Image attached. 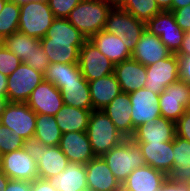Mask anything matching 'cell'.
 <instances>
[{
  "label": "cell",
  "mask_w": 190,
  "mask_h": 191,
  "mask_svg": "<svg viewBox=\"0 0 190 191\" xmlns=\"http://www.w3.org/2000/svg\"><path fill=\"white\" fill-rule=\"evenodd\" d=\"M63 104L93 110L88 81H70L60 83Z\"/></svg>",
  "instance_id": "obj_30"
},
{
  "label": "cell",
  "mask_w": 190,
  "mask_h": 191,
  "mask_svg": "<svg viewBox=\"0 0 190 191\" xmlns=\"http://www.w3.org/2000/svg\"><path fill=\"white\" fill-rule=\"evenodd\" d=\"M174 15L176 23L180 26V28L184 32L190 31V4L180 8L175 9L174 11H171Z\"/></svg>",
  "instance_id": "obj_40"
},
{
  "label": "cell",
  "mask_w": 190,
  "mask_h": 191,
  "mask_svg": "<svg viewBox=\"0 0 190 191\" xmlns=\"http://www.w3.org/2000/svg\"><path fill=\"white\" fill-rule=\"evenodd\" d=\"M31 1H48V0H31Z\"/></svg>",
  "instance_id": "obj_55"
},
{
  "label": "cell",
  "mask_w": 190,
  "mask_h": 191,
  "mask_svg": "<svg viewBox=\"0 0 190 191\" xmlns=\"http://www.w3.org/2000/svg\"><path fill=\"white\" fill-rule=\"evenodd\" d=\"M1 158H2V154H1V152H0V164H1Z\"/></svg>",
  "instance_id": "obj_56"
},
{
  "label": "cell",
  "mask_w": 190,
  "mask_h": 191,
  "mask_svg": "<svg viewBox=\"0 0 190 191\" xmlns=\"http://www.w3.org/2000/svg\"><path fill=\"white\" fill-rule=\"evenodd\" d=\"M161 11H172V0H155Z\"/></svg>",
  "instance_id": "obj_48"
},
{
  "label": "cell",
  "mask_w": 190,
  "mask_h": 191,
  "mask_svg": "<svg viewBox=\"0 0 190 191\" xmlns=\"http://www.w3.org/2000/svg\"><path fill=\"white\" fill-rule=\"evenodd\" d=\"M116 8L131 13L145 23L161 12L155 0H120Z\"/></svg>",
  "instance_id": "obj_34"
},
{
  "label": "cell",
  "mask_w": 190,
  "mask_h": 191,
  "mask_svg": "<svg viewBox=\"0 0 190 191\" xmlns=\"http://www.w3.org/2000/svg\"><path fill=\"white\" fill-rule=\"evenodd\" d=\"M176 135L190 142V110H187L176 122Z\"/></svg>",
  "instance_id": "obj_41"
},
{
  "label": "cell",
  "mask_w": 190,
  "mask_h": 191,
  "mask_svg": "<svg viewBox=\"0 0 190 191\" xmlns=\"http://www.w3.org/2000/svg\"><path fill=\"white\" fill-rule=\"evenodd\" d=\"M176 54L178 57H189L190 56V31L185 32L181 48Z\"/></svg>",
  "instance_id": "obj_46"
},
{
  "label": "cell",
  "mask_w": 190,
  "mask_h": 191,
  "mask_svg": "<svg viewBox=\"0 0 190 191\" xmlns=\"http://www.w3.org/2000/svg\"><path fill=\"white\" fill-rule=\"evenodd\" d=\"M113 6L97 0H82L67 17L87 40L103 30L109 12Z\"/></svg>",
  "instance_id": "obj_3"
},
{
  "label": "cell",
  "mask_w": 190,
  "mask_h": 191,
  "mask_svg": "<svg viewBox=\"0 0 190 191\" xmlns=\"http://www.w3.org/2000/svg\"><path fill=\"white\" fill-rule=\"evenodd\" d=\"M36 112L26 103L8 102L0 115V124L9 128L12 134L26 140L34 136L36 129Z\"/></svg>",
  "instance_id": "obj_9"
},
{
  "label": "cell",
  "mask_w": 190,
  "mask_h": 191,
  "mask_svg": "<svg viewBox=\"0 0 190 191\" xmlns=\"http://www.w3.org/2000/svg\"><path fill=\"white\" fill-rule=\"evenodd\" d=\"M97 1L105 2L107 4H110L113 7H116L120 0H97Z\"/></svg>",
  "instance_id": "obj_51"
},
{
  "label": "cell",
  "mask_w": 190,
  "mask_h": 191,
  "mask_svg": "<svg viewBox=\"0 0 190 191\" xmlns=\"http://www.w3.org/2000/svg\"><path fill=\"white\" fill-rule=\"evenodd\" d=\"M20 4L7 0L0 12V41L18 31Z\"/></svg>",
  "instance_id": "obj_35"
},
{
  "label": "cell",
  "mask_w": 190,
  "mask_h": 191,
  "mask_svg": "<svg viewBox=\"0 0 190 191\" xmlns=\"http://www.w3.org/2000/svg\"><path fill=\"white\" fill-rule=\"evenodd\" d=\"M86 181L91 191H121L122 184L115 178L102 156H96L86 165Z\"/></svg>",
  "instance_id": "obj_17"
},
{
  "label": "cell",
  "mask_w": 190,
  "mask_h": 191,
  "mask_svg": "<svg viewBox=\"0 0 190 191\" xmlns=\"http://www.w3.org/2000/svg\"><path fill=\"white\" fill-rule=\"evenodd\" d=\"M173 168L166 173V179L174 183H190V142L179 136L173 140Z\"/></svg>",
  "instance_id": "obj_24"
},
{
  "label": "cell",
  "mask_w": 190,
  "mask_h": 191,
  "mask_svg": "<svg viewBox=\"0 0 190 191\" xmlns=\"http://www.w3.org/2000/svg\"><path fill=\"white\" fill-rule=\"evenodd\" d=\"M22 149L38 164L40 179L48 180L59 175L69 163L59 146H44L35 136L24 140Z\"/></svg>",
  "instance_id": "obj_4"
},
{
  "label": "cell",
  "mask_w": 190,
  "mask_h": 191,
  "mask_svg": "<svg viewBox=\"0 0 190 191\" xmlns=\"http://www.w3.org/2000/svg\"><path fill=\"white\" fill-rule=\"evenodd\" d=\"M146 29L160 37L161 42L174 54L182 45L185 32L176 23L171 11H161L146 23Z\"/></svg>",
  "instance_id": "obj_13"
},
{
  "label": "cell",
  "mask_w": 190,
  "mask_h": 191,
  "mask_svg": "<svg viewBox=\"0 0 190 191\" xmlns=\"http://www.w3.org/2000/svg\"><path fill=\"white\" fill-rule=\"evenodd\" d=\"M4 191H32L31 182L20 180H9Z\"/></svg>",
  "instance_id": "obj_43"
},
{
  "label": "cell",
  "mask_w": 190,
  "mask_h": 191,
  "mask_svg": "<svg viewBox=\"0 0 190 191\" xmlns=\"http://www.w3.org/2000/svg\"><path fill=\"white\" fill-rule=\"evenodd\" d=\"M44 80L51 82L60 90V83L70 81H87L79 68L78 63H52L46 69Z\"/></svg>",
  "instance_id": "obj_31"
},
{
  "label": "cell",
  "mask_w": 190,
  "mask_h": 191,
  "mask_svg": "<svg viewBox=\"0 0 190 191\" xmlns=\"http://www.w3.org/2000/svg\"><path fill=\"white\" fill-rule=\"evenodd\" d=\"M157 191H188V183H174L166 179Z\"/></svg>",
  "instance_id": "obj_45"
},
{
  "label": "cell",
  "mask_w": 190,
  "mask_h": 191,
  "mask_svg": "<svg viewBox=\"0 0 190 191\" xmlns=\"http://www.w3.org/2000/svg\"><path fill=\"white\" fill-rule=\"evenodd\" d=\"M102 157L121 184L133 170L146 165L140 146L131 138H126Z\"/></svg>",
  "instance_id": "obj_5"
},
{
  "label": "cell",
  "mask_w": 190,
  "mask_h": 191,
  "mask_svg": "<svg viewBox=\"0 0 190 191\" xmlns=\"http://www.w3.org/2000/svg\"><path fill=\"white\" fill-rule=\"evenodd\" d=\"M161 117L176 122L187 110H190V85L178 79L159 96Z\"/></svg>",
  "instance_id": "obj_10"
},
{
  "label": "cell",
  "mask_w": 190,
  "mask_h": 191,
  "mask_svg": "<svg viewBox=\"0 0 190 191\" xmlns=\"http://www.w3.org/2000/svg\"><path fill=\"white\" fill-rule=\"evenodd\" d=\"M26 104L36 114L55 116L62 108L63 99L60 90L51 82L43 80L31 93Z\"/></svg>",
  "instance_id": "obj_16"
},
{
  "label": "cell",
  "mask_w": 190,
  "mask_h": 191,
  "mask_svg": "<svg viewBox=\"0 0 190 191\" xmlns=\"http://www.w3.org/2000/svg\"><path fill=\"white\" fill-rule=\"evenodd\" d=\"M6 1H7V0H0V12H1V10L3 9L4 4H5Z\"/></svg>",
  "instance_id": "obj_54"
},
{
  "label": "cell",
  "mask_w": 190,
  "mask_h": 191,
  "mask_svg": "<svg viewBox=\"0 0 190 191\" xmlns=\"http://www.w3.org/2000/svg\"><path fill=\"white\" fill-rule=\"evenodd\" d=\"M159 96V94L153 93L145 87L129 93L133 135L135 129L140 125L154 122L161 117Z\"/></svg>",
  "instance_id": "obj_11"
},
{
  "label": "cell",
  "mask_w": 190,
  "mask_h": 191,
  "mask_svg": "<svg viewBox=\"0 0 190 191\" xmlns=\"http://www.w3.org/2000/svg\"><path fill=\"white\" fill-rule=\"evenodd\" d=\"M171 54L172 52L161 42L159 36L145 29L140 40L136 43L131 57L146 67L169 57Z\"/></svg>",
  "instance_id": "obj_19"
},
{
  "label": "cell",
  "mask_w": 190,
  "mask_h": 191,
  "mask_svg": "<svg viewBox=\"0 0 190 191\" xmlns=\"http://www.w3.org/2000/svg\"><path fill=\"white\" fill-rule=\"evenodd\" d=\"M22 61L3 43L0 44V72L7 77L15 71Z\"/></svg>",
  "instance_id": "obj_37"
},
{
  "label": "cell",
  "mask_w": 190,
  "mask_h": 191,
  "mask_svg": "<svg viewBox=\"0 0 190 191\" xmlns=\"http://www.w3.org/2000/svg\"><path fill=\"white\" fill-rule=\"evenodd\" d=\"M114 65L131 58L132 53L116 34L101 30L89 39Z\"/></svg>",
  "instance_id": "obj_27"
},
{
  "label": "cell",
  "mask_w": 190,
  "mask_h": 191,
  "mask_svg": "<svg viewBox=\"0 0 190 191\" xmlns=\"http://www.w3.org/2000/svg\"><path fill=\"white\" fill-rule=\"evenodd\" d=\"M57 191H85L86 167L84 164L69 162L59 175L48 179Z\"/></svg>",
  "instance_id": "obj_28"
},
{
  "label": "cell",
  "mask_w": 190,
  "mask_h": 191,
  "mask_svg": "<svg viewBox=\"0 0 190 191\" xmlns=\"http://www.w3.org/2000/svg\"><path fill=\"white\" fill-rule=\"evenodd\" d=\"M59 148L68 158L69 162L81 163L86 165L95 156L87 133L67 132L62 134Z\"/></svg>",
  "instance_id": "obj_18"
},
{
  "label": "cell",
  "mask_w": 190,
  "mask_h": 191,
  "mask_svg": "<svg viewBox=\"0 0 190 191\" xmlns=\"http://www.w3.org/2000/svg\"><path fill=\"white\" fill-rule=\"evenodd\" d=\"M12 1L16 2L17 4H22V3L29 2L31 0H12Z\"/></svg>",
  "instance_id": "obj_53"
},
{
  "label": "cell",
  "mask_w": 190,
  "mask_h": 191,
  "mask_svg": "<svg viewBox=\"0 0 190 191\" xmlns=\"http://www.w3.org/2000/svg\"><path fill=\"white\" fill-rule=\"evenodd\" d=\"M27 65L36 69L41 74H45L46 69L49 67V57L43 50L41 44H39L36 48H34L33 54L31 57H28L27 61H25Z\"/></svg>",
  "instance_id": "obj_38"
},
{
  "label": "cell",
  "mask_w": 190,
  "mask_h": 191,
  "mask_svg": "<svg viewBox=\"0 0 190 191\" xmlns=\"http://www.w3.org/2000/svg\"><path fill=\"white\" fill-rule=\"evenodd\" d=\"M180 79L190 85V56L179 57Z\"/></svg>",
  "instance_id": "obj_42"
},
{
  "label": "cell",
  "mask_w": 190,
  "mask_h": 191,
  "mask_svg": "<svg viewBox=\"0 0 190 191\" xmlns=\"http://www.w3.org/2000/svg\"><path fill=\"white\" fill-rule=\"evenodd\" d=\"M146 73L144 87L160 95L167 86L180 78L179 57L172 53L169 57L146 66Z\"/></svg>",
  "instance_id": "obj_14"
},
{
  "label": "cell",
  "mask_w": 190,
  "mask_h": 191,
  "mask_svg": "<svg viewBox=\"0 0 190 191\" xmlns=\"http://www.w3.org/2000/svg\"><path fill=\"white\" fill-rule=\"evenodd\" d=\"M32 191H57L49 180L37 178L31 182Z\"/></svg>",
  "instance_id": "obj_44"
},
{
  "label": "cell",
  "mask_w": 190,
  "mask_h": 191,
  "mask_svg": "<svg viewBox=\"0 0 190 191\" xmlns=\"http://www.w3.org/2000/svg\"><path fill=\"white\" fill-rule=\"evenodd\" d=\"M129 93L121 92L103 111L111 119L116 128L126 137L133 136V122L131 117Z\"/></svg>",
  "instance_id": "obj_23"
},
{
  "label": "cell",
  "mask_w": 190,
  "mask_h": 191,
  "mask_svg": "<svg viewBox=\"0 0 190 191\" xmlns=\"http://www.w3.org/2000/svg\"><path fill=\"white\" fill-rule=\"evenodd\" d=\"M7 76L0 72V97L6 98L7 94Z\"/></svg>",
  "instance_id": "obj_47"
},
{
  "label": "cell",
  "mask_w": 190,
  "mask_h": 191,
  "mask_svg": "<svg viewBox=\"0 0 190 191\" xmlns=\"http://www.w3.org/2000/svg\"><path fill=\"white\" fill-rule=\"evenodd\" d=\"M82 0H48L55 18H67Z\"/></svg>",
  "instance_id": "obj_39"
},
{
  "label": "cell",
  "mask_w": 190,
  "mask_h": 191,
  "mask_svg": "<svg viewBox=\"0 0 190 191\" xmlns=\"http://www.w3.org/2000/svg\"><path fill=\"white\" fill-rule=\"evenodd\" d=\"M142 150L146 165L165 174L173 168V141L160 143H136Z\"/></svg>",
  "instance_id": "obj_25"
},
{
  "label": "cell",
  "mask_w": 190,
  "mask_h": 191,
  "mask_svg": "<svg viewBox=\"0 0 190 191\" xmlns=\"http://www.w3.org/2000/svg\"><path fill=\"white\" fill-rule=\"evenodd\" d=\"M9 178L0 170V191H4L9 182Z\"/></svg>",
  "instance_id": "obj_50"
},
{
  "label": "cell",
  "mask_w": 190,
  "mask_h": 191,
  "mask_svg": "<svg viewBox=\"0 0 190 191\" xmlns=\"http://www.w3.org/2000/svg\"><path fill=\"white\" fill-rule=\"evenodd\" d=\"M190 4V0H172V11L183 8Z\"/></svg>",
  "instance_id": "obj_49"
},
{
  "label": "cell",
  "mask_w": 190,
  "mask_h": 191,
  "mask_svg": "<svg viewBox=\"0 0 190 191\" xmlns=\"http://www.w3.org/2000/svg\"><path fill=\"white\" fill-rule=\"evenodd\" d=\"M24 139L19 135L12 134V131L0 124V152L5 154L22 148Z\"/></svg>",
  "instance_id": "obj_36"
},
{
  "label": "cell",
  "mask_w": 190,
  "mask_h": 191,
  "mask_svg": "<svg viewBox=\"0 0 190 191\" xmlns=\"http://www.w3.org/2000/svg\"><path fill=\"white\" fill-rule=\"evenodd\" d=\"M93 110H103L121 91L114 73L88 82Z\"/></svg>",
  "instance_id": "obj_26"
},
{
  "label": "cell",
  "mask_w": 190,
  "mask_h": 191,
  "mask_svg": "<svg viewBox=\"0 0 190 191\" xmlns=\"http://www.w3.org/2000/svg\"><path fill=\"white\" fill-rule=\"evenodd\" d=\"M34 136L44 146H58L62 132L56 123L55 117L46 114H37Z\"/></svg>",
  "instance_id": "obj_32"
},
{
  "label": "cell",
  "mask_w": 190,
  "mask_h": 191,
  "mask_svg": "<svg viewBox=\"0 0 190 191\" xmlns=\"http://www.w3.org/2000/svg\"><path fill=\"white\" fill-rule=\"evenodd\" d=\"M188 191H190V183H188Z\"/></svg>",
  "instance_id": "obj_57"
},
{
  "label": "cell",
  "mask_w": 190,
  "mask_h": 191,
  "mask_svg": "<svg viewBox=\"0 0 190 191\" xmlns=\"http://www.w3.org/2000/svg\"><path fill=\"white\" fill-rule=\"evenodd\" d=\"M43 80V74L22 62L7 78V101L26 103L33 90Z\"/></svg>",
  "instance_id": "obj_8"
},
{
  "label": "cell",
  "mask_w": 190,
  "mask_h": 191,
  "mask_svg": "<svg viewBox=\"0 0 190 191\" xmlns=\"http://www.w3.org/2000/svg\"><path fill=\"white\" fill-rule=\"evenodd\" d=\"M114 74L125 93L143 88L147 80L146 67L132 57L116 64Z\"/></svg>",
  "instance_id": "obj_21"
},
{
  "label": "cell",
  "mask_w": 190,
  "mask_h": 191,
  "mask_svg": "<svg viewBox=\"0 0 190 191\" xmlns=\"http://www.w3.org/2000/svg\"><path fill=\"white\" fill-rule=\"evenodd\" d=\"M91 111L64 104L54 117L62 134L67 132H85Z\"/></svg>",
  "instance_id": "obj_29"
},
{
  "label": "cell",
  "mask_w": 190,
  "mask_h": 191,
  "mask_svg": "<svg viewBox=\"0 0 190 191\" xmlns=\"http://www.w3.org/2000/svg\"><path fill=\"white\" fill-rule=\"evenodd\" d=\"M2 43L22 62H25L33 54L34 48L40 44V40L17 31L6 37Z\"/></svg>",
  "instance_id": "obj_33"
},
{
  "label": "cell",
  "mask_w": 190,
  "mask_h": 191,
  "mask_svg": "<svg viewBox=\"0 0 190 191\" xmlns=\"http://www.w3.org/2000/svg\"><path fill=\"white\" fill-rule=\"evenodd\" d=\"M146 29V23L138 20L131 13L113 7L109 12L103 30L116 34L132 53L136 43Z\"/></svg>",
  "instance_id": "obj_7"
},
{
  "label": "cell",
  "mask_w": 190,
  "mask_h": 191,
  "mask_svg": "<svg viewBox=\"0 0 190 191\" xmlns=\"http://www.w3.org/2000/svg\"><path fill=\"white\" fill-rule=\"evenodd\" d=\"M7 103H8L7 98L0 97V115Z\"/></svg>",
  "instance_id": "obj_52"
},
{
  "label": "cell",
  "mask_w": 190,
  "mask_h": 191,
  "mask_svg": "<svg viewBox=\"0 0 190 191\" xmlns=\"http://www.w3.org/2000/svg\"><path fill=\"white\" fill-rule=\"evenodd\" d=\"M55 19L47 1L20 4L18 32L37 39L44 38Z\"/></svg>",
  "instance_id": "obj_6"
},
{
  "label": "cell",
  "mask_w": 190,
  "mask_h": 191,
  "mask_svg": "<svg viewBox=\"0 0 190 191\" xmlns=\"http://www.w3.org/2000/svg\"><path fill=\"white\" fill-rule=\"evenodd\" d=\"M79 68L89 82L114 73L115 65L99 49L87 40L79 51Z\"/></svg>",
  "instance_id": "obj_15"
},
{
  "label": "cell",
  "mask_w": 190,
  "mask_h": 191,
  "mask_svg": "<svg viewBox=\"0 0 190 191\" xmlns=\"http://www.w3.org/2000/svg\"><path fill=\"white\" fill-rule=\"evenodd\" d=\"M86 41V37L67 18H55L40 44L50 64H71L78 63L80 48Z\"/></svg>",
  "instance_id": "obj_1"
},
{
  "label": "cell",
  "mask_w": 190,
  "mask_h": 191,
  "mask_svg": "<svg viewBox=\"0 0 190 191\" xmlns=\"http://www.w3.org/2000/svg\"><path fill=\"white\" fill-rule=\"evenodd\" d=\"M166 180V174L144 165L133 170L122 183L121 191H157Z\"/></svg>",
  "instance_id": "obj_22"
},
{
  "label": "cell",
  "mask_w": 190,
  "mask_h": 191,
  "mask_svg": "<svg viewBox=\"0 0 190 191\" xmlns=\"http://www.w3.org/2000/svg\"><path fill=\"white\" fill-rule=\"evenodd\" d=\"M0 170L10 180L32 182L39 178L38 164L22 148L2 155Z\"/></svg>",
  "instance_id": "obj_12"
},
{
  "label": "cell",
  "mask_w": 190,
  "mask_h": 191,
  "mask_svg": "<svg viewBox=\"0 0 190 191\" xmlns=\"http://www.w3.org/2000/svg\"><path fill=\"white\" fill-rule=\"evenodd\" d=\"M175 136V122L159 117L154 122H149L136 128L131 139L135 143H160L173 141Z\"/></svg>",
  "instance_id": "obj_20"
},
{
  "label": "cell",
  "mask_w": 190,
  "mask_h": 191,
  "mask_svg": "<svg viewBox=\"0 0 190 191\" xmlns=\"http://www.w3.org/2000/svg\"><path fill=\"white\" fill-rule=\"evenodd\" d=\"M86 133L95 156H103L126 139L103 110L91 111Z\"/></svg>",
  "instance_id": "obj_2"
}]
</instances>
